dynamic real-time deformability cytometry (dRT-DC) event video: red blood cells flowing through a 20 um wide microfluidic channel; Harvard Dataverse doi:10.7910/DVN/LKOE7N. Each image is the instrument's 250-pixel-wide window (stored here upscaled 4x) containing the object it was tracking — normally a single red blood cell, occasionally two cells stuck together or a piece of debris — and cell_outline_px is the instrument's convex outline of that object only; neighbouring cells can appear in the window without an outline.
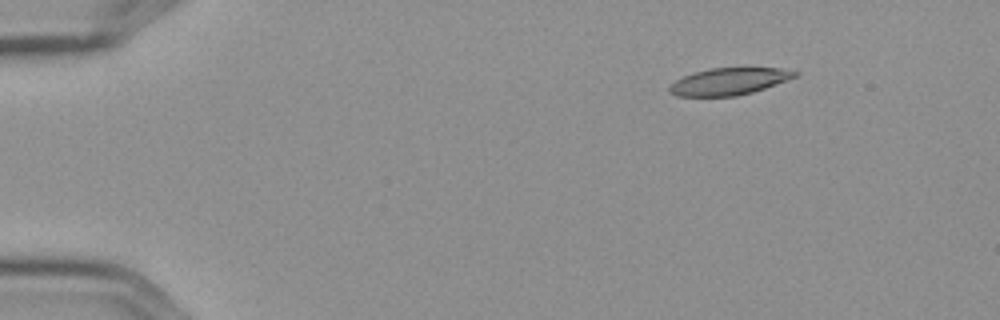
{"species": "Egyptian fruit bat (a non-hibernating species)", "species_latin": "Rousettus aegyptiacus", "temperature_condition": "cold", "stored_images_in_passage": 5, "camera_frame_rate_fps": 3000, "um_per_image_px": 0.085, "frame": {"image": 1, "passage_image": 2, "time_ms": 0.333, "image_size_px": [1000, 320], "cell_outline_px": [[800, 72], [796, 76], [764, 88], [752, 92], [736, 96], [676, 96], [668, 92], [668, 84], [692, 72], [708, 68], [744, 64], [780, 68]], "centroid_in_image_um": [61.96, 6.86], "position_along_channel_um": 23.0, "area_um2": 20.75}}
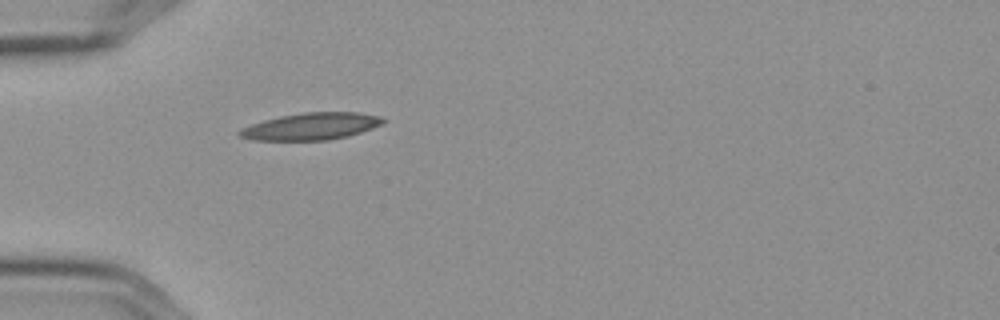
{"frame": {"image": 2, "passage_image": 5, "time_ms": 1.333, "image_size_px": [1000, 320], "cell_outline_px": [[388, 120], [384, 124], [348, 136], [328, 140], [252, 140], [240, 136], [236, 132], [240, 128], [264, 120], [280, 116], [304, 112], [356, 112], [380, 116]], "centroid_in_image_um": [26.46, 10.74], "position_along_channel_um": 58.5, "area_um2": 22.66}}